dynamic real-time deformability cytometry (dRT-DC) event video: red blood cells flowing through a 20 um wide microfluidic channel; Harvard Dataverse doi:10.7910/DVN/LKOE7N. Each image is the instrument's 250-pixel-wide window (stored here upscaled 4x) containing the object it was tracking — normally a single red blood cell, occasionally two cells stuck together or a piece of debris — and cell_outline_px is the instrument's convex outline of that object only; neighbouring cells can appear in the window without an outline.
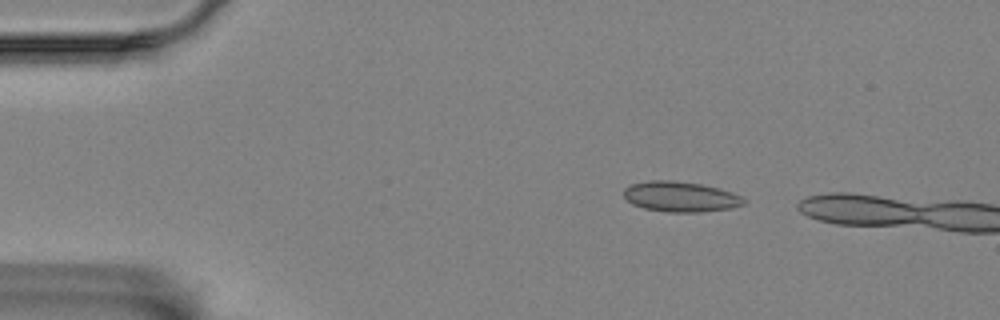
{"species": "Egyptian fruit bat (a non-hibernating species)", "species_latin": "Rousettus aegyptiacus", "temperature_condition": "room temperature", "stored_images_in_passage": 6, "camera_frame_rate_fps": 3000, "um_per_image_px": 0.085, "animal": {"sex": "female"}, "frame": {"image": 1, "passage_image": 1, "time_ms": 0.0, "image_size_px": [1000, 320], "cell_outline_px": [[748, 200], [744, 204], [732, 208], [700, 212], [668, 212], [644, 208], [632, 204], [624, 196], [624, 188], [628, 184], [648, 180], [672, 180], [700, 184], [732, 192]], "centroid_in_image_um": [57.82, 16.71], "position_along_channel_um": 27.2, "area_um2": 21.27}}